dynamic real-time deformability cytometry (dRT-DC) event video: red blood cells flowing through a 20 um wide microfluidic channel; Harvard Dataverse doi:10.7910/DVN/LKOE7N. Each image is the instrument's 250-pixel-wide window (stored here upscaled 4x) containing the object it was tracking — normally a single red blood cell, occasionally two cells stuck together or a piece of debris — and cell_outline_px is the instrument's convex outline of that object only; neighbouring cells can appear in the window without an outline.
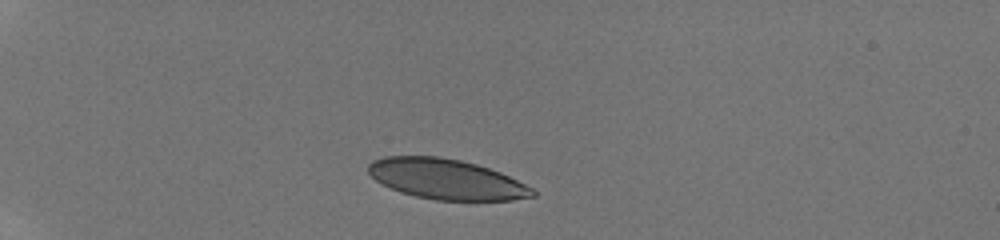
{"species": "human", "species_latin": "Homo sapiens", "temperature_condition": "room temperature", "stored_images_in_passage": 37, "camera_frame_rate_fps": 3000, "um_per_image_px": 0.085, "donor": {"sex": "male"}, "frame": {"image": 1, "passage_image": 1, "time_ms": 0.0, "image_size_px": [1000, 240], "cell_outline_px": [[536, 196], [512, 200], [436, 200], [416, 196], [400, 192], [376, 180], [368, 172], [368, 164], [372, 160], [384, 156], [440, 156], [460, 160], [476, 164], [500, 172], [532, 188], [536, 192]], "centroid_in_image_um": [37.92, 15.22], "position_along_channel_um": 47.1, "area_um2": 38.32}}
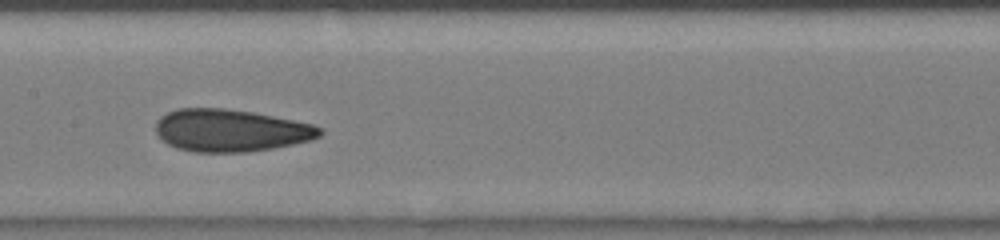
{"frame": {"image": 2, "passage_image": 15, "time_ms": 4.667, "image_size_px": [1000, 240], "cell_outline_px": [[324, 132], [320, 136], [312, 140], [272, 148], [248, 152], [196, 152], [176, 148], [160, 140], [156, 132], [156, 120], [160, 116], [176, 108], [224, 108], [252, 112], [312, 124], [324, 128]], "centroid_in_image_um": [19.58, 11.09], "position_along_channel_um": 187.8, "area_um2": 40.69}}
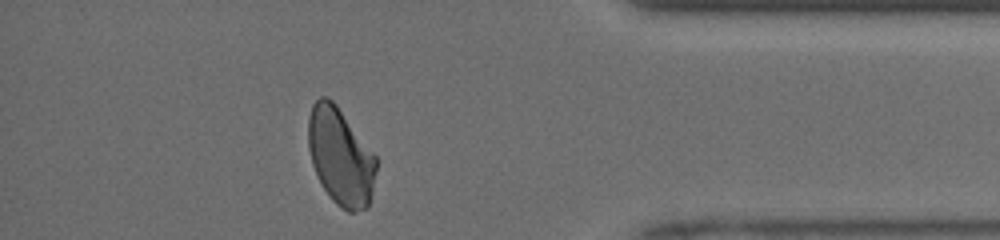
{"frame": {"image": 3, "passage_image": 32, "time_ms": 10.333, "image_size_px": [1000, 240], "cell_outline_px": [[376, 172], [368, 208], [356, 212], [348, 212], [340, 208], [332, 200], [324, 188], [312, 164], [308, 148], [308, 116], [312, 104], [320, 96], [328, 96], [336, 104], [376, 156]], "centroid_in_image_um": [28.93, 13.3], "position_along_channel_um": 406.3, "area_um2": 38.49}, "authors_computed_cell_mechanics": {"area_um2": 39.6508, "velocity_mm_per_s": 4.2087, "shape_relaxation_time_tau1_ms": 4.3133, "shape_relaxation_time_tau2_ms": 1.1835, "deformation_change_tau1": 0.1499, "deformation_change_tau2": 0.0836}}